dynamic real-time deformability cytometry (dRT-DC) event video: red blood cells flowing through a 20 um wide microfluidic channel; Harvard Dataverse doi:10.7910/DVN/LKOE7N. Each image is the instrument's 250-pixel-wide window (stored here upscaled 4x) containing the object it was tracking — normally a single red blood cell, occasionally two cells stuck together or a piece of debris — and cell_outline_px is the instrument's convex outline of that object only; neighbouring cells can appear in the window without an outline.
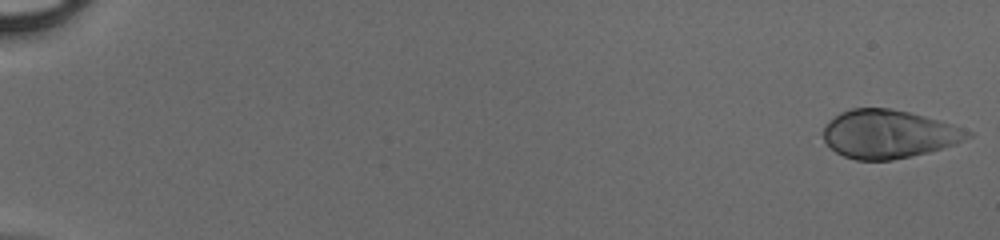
{"species": "human", "species_latin": "Homo sapiens", "temperature_condition": "cold", "stored_images_in_passage": 49, "camera_frame_rate_fps": 3000, "um_per_image_px": 0.085, "donor": {"sex": "male"}, "frame": {"image": 1, "passage_image": 1, "time_ms": 0.0, "image_size_px": [1000, 240], "cell_outline_px": [[972, 136], [956, 144], [928, 152], [912, 156], [892, 160], [856, 160], [844, 156], [836, 152], [824, 140], [824, 124], [840, 112], [852, 108], [892, 108], [924, 116], [952, 124], [972, 132]], "centroid_in_image_um": [75.52, 11.39], "position_along_channel_um": 9.5, "area_um2": 40.58}}
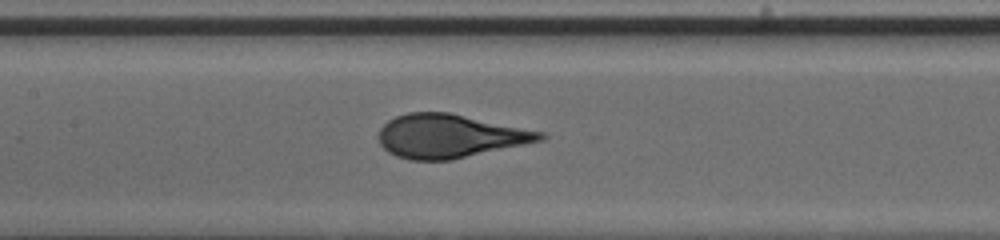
{"frame": {"image": 2, "passage_image": 26, "time_ms": 8.333, "image_size_px": [1000, 240], "cell_outline_px": [[548, 136], [544, 140], [452, 160], [408, 160], [396, 156], [388, 152], [380, 144], [376, 136], [380, 128], [388, 120], [396, 116], [408, 112], [448, 112], [544, 132]], "centroid_in_image_um": [38.2, 11.57], "position_along_channel_um": 169.2, "area_um2": 41.21}}
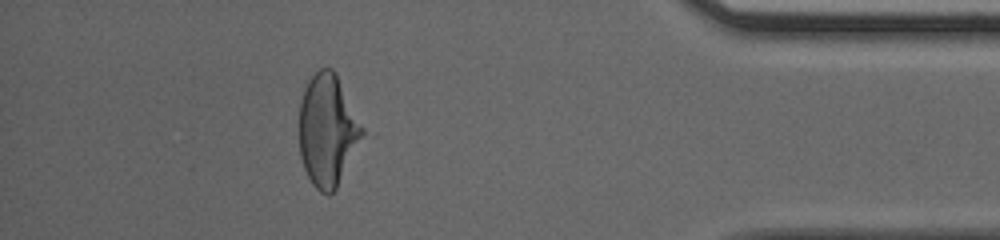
{"frame": {"image": 3, "passage_image": 45, "time_ms": 14.667, "image_size_px": [1000, 240], "cell_outline_px": [[368, 132], [336, 188], [328, 196], [320, 192], [312, 184], [304, 168], [300, 156], [300, 100], [304, 88], [308, 80], [320, 68], [332, 68], [336, 72]], "centroid_in_image_um": [27.9, 11.07], "position_along_channel_um": 407.3, "area_um2": 41.96}}